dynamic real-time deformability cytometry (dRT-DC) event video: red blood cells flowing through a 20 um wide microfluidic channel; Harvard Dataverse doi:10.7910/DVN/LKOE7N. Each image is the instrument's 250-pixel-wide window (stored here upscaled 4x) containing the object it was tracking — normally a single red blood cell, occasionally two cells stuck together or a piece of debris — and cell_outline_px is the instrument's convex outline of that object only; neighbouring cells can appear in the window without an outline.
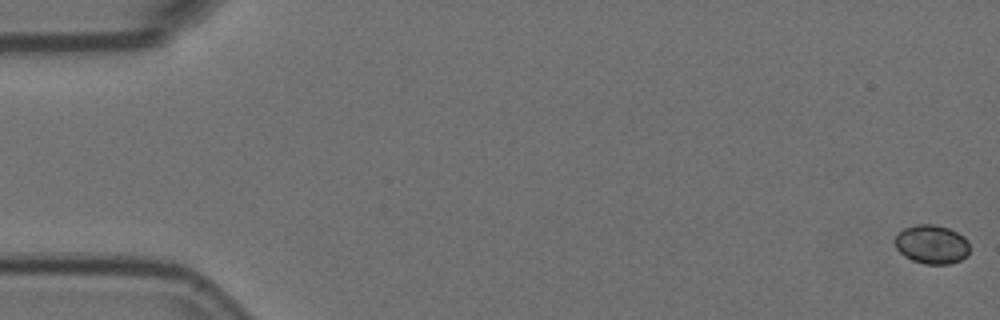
{"species": "Egyptian fruit bat (a non-hibernating species)", "species_latin": "Rousettus aegyptiacus", "temperature_condition": "room temperature", "stored_images_in_passage": 17, "camera_frame_rate_fps": 3000, "um_per_image_px": 0.085, "animal": {"sex": "female"}, "frame": {"image": 1, "passage_image": 1, "time_ms": 0.0, "image_size_px": [1000, 320], "cell_outline_px": [[968, 256], [960, 260], [948, 264], [924, 264], [912, 260], [904, 256], [896, 248], [896, 236], [904, 228], [916, 224], [936, 224], [948, 228], [964, 236], [968, 240]], "centroid_in_image_um": [79.21, 20.77], "position_along_channel_um": 5.8, "area_um2": 16.94}}
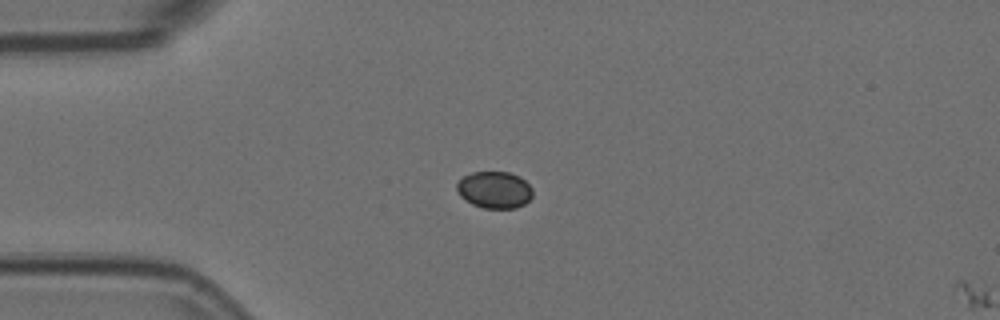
{"frame": {"image": 2, "passage_image": 15, "time_ms": 4.667, "image_size_px": [1000, 320], "cell_outline_px": [[532, 196], [524, 204], [516, 208], [484, 208], [472, 204], [460, 196], [456, 188], [456, 184], [464, 176], [472, 172], [508, 172], [520, 176], [532, 188]], "centroid_in_image_um": [42.03, 16.13], "position_along_channel_um": 43.0, "area_um2": 16.24}}